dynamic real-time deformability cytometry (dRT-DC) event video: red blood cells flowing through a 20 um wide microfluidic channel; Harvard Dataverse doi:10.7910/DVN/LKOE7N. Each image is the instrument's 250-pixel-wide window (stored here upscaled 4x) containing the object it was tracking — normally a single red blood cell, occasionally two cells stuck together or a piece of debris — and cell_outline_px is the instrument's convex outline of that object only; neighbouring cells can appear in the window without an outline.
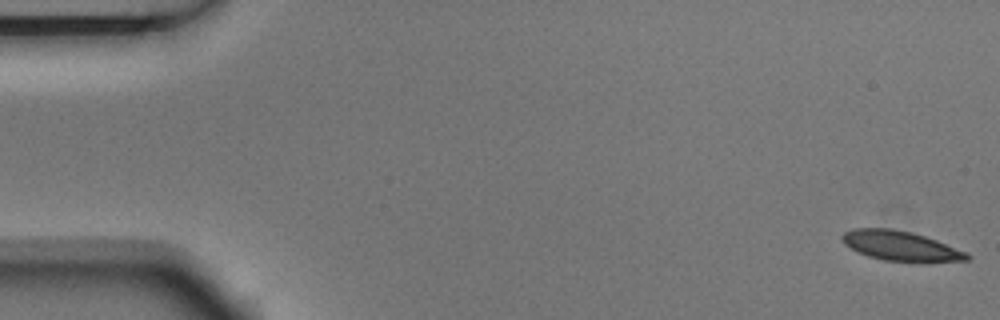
{"species": "Egyptian fruit bat (a non-hibernating species)", "species_latin": "Rousettus aegyptiacus", "temperature_condition": "room temperature", "stored_images_in_passage": 5, "camera_frame_rate_fps": 3000, "um_per_image_px": 0.085, "animal": {"sex": "male"}, "frame": {"image": 1, "passage_image": 1, "time_ms": 0.0, "image_size_px": [1000, 320], "cell_outline_px": [[972, 256], [968, 260], [920, 264], [884, 260], [868, 256], [844, 244], [840, 240], [840, 236], [844, 232], [852, 228], [892, 228], [912, 232], [936, 240], [968, 252]], "centroid_in_image_um": [76.6, 20.93], "position_along_channel_um": 8.4, "area_um2": 22.31}}
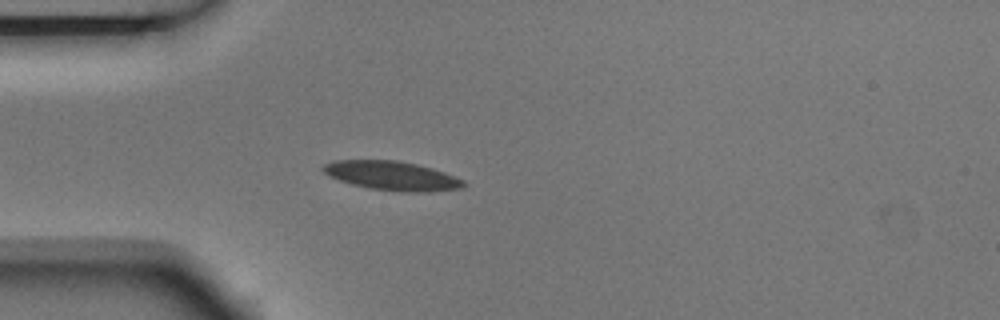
{"frame": {"image": 2, "passage_image": 5, "time_ms": 1.333, "image_size_px": [1000, 320], "cell_outline_px": [[468, 184], [464, 188], [432, 192], [404, 192], [368, 188], [352, 184], [328, 176], [320, 168], [324, 164], [332, 160], [400, 160], [432, 168], [444, 172], [464, 180]], "centroid_in_image_um": [33.34, 14.94], "position_along_channel_um": 51.7, "area_um2": 24.1}}